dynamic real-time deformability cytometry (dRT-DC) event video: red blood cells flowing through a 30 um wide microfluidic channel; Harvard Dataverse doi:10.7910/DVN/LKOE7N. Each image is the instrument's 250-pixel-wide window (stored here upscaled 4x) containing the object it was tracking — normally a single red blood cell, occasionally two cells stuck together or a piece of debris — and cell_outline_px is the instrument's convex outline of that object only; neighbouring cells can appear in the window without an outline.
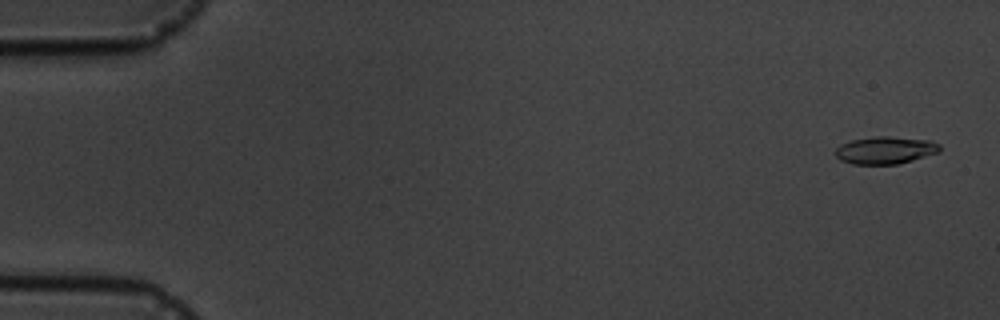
{"species": "common noctule bat (a hibernating species)", "species_latin": "Nyctalus noctula", "temperature_condition": "cold", "stored_images_in_passage": 15, "camera_frame_rate_fps": 3000, "um_per_image_px": 0.085, "animal": {"sex": "male", "body_mass_g": 19.5, "forearm_length_mm": 54.6}, "frame": {"image": 1, "passage_image": 1, "time_ms": 0.0, "image_size_px": [1000, 320], "cell_outline_px": [[940, 148], [936, 152], [912, 160], [896, 164], [852, 164], [840, 160], [836, 156], [836, 148], [840, 144], [852, 140], [876, 136], [888, 136], [932, 140], [940, 144]], "centroid_in_image_um": [75.22, 12.76], "position_along_channel_um": 9.8, "area_um2": 16.53}}
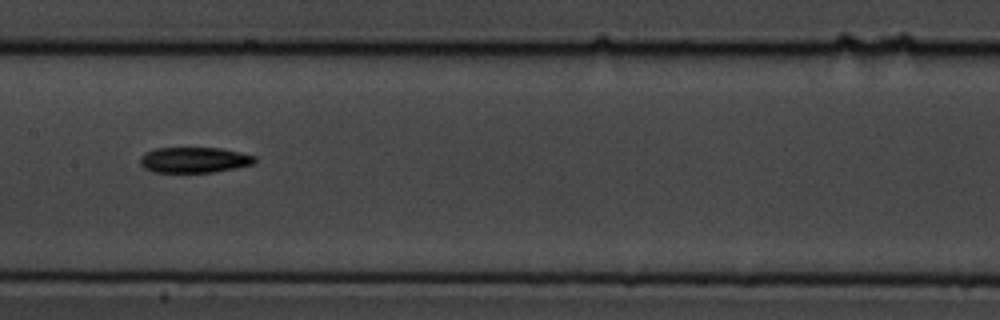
{"frame": {"image": 2, "passage_image": 8, "time_ms": 8.667, "image_size_px": [1000, 320], "cell_outline_px": [[256, 164], [236, 168], [212, 172], [152, 172], [144, 168], [140, 164], [140, 156], [144, 152], [156, 148], [220, 148], [240, 152], [256, 156]], "centroid_in_image_um": [16.51, 13.59], "position_along_channel_um": 190.9, "area_um2": 17.28}}
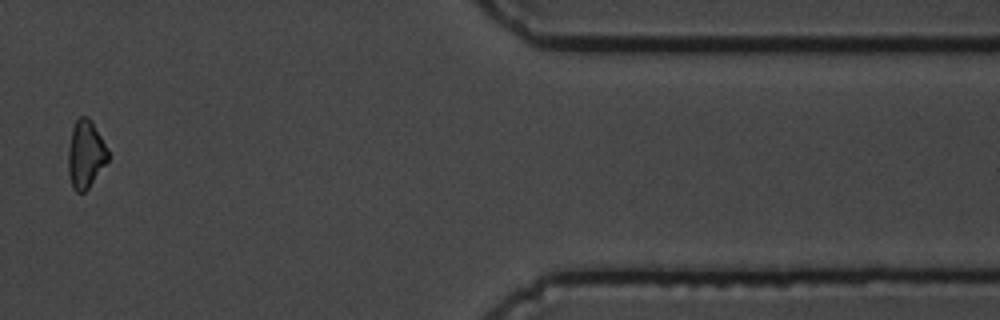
{"frame": {"image": 3, "passage_image": 14, "time_ms": 15.667, "image_size_px": [1000, 320], "cell_outline_px": [[108, 160], [88, 188], [84, 192], [76, 192], [72, 188], [68, 172], [68, 148], [72, 128], [76, 120], [80, 116], [88, 116], [92, 120], [108, 152]], "centroid_in_image_um": [7.25, 13.11], "position_along_channel_um": 404.2, "area_um2": 15.61}, "authors_computed_cell_mechanics": {"area_um2": 16.6464, "velocity_mm_per_s": 3.6445, "shape_relaxation_time_tau1_ms": 5.9371, "shape_relaxation_time_tau2_ms": null, "deformation_change_tau1": 0.131, "deformation_change_tau2": null}}